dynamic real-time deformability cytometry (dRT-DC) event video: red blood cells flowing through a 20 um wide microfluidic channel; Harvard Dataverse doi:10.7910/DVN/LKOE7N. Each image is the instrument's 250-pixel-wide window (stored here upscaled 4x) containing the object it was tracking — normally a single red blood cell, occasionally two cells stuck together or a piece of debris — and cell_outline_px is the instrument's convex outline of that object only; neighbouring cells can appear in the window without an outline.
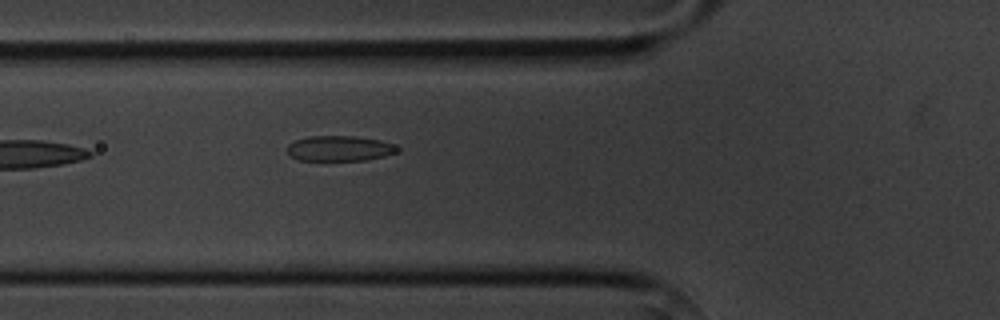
{"species": "common noctule bat (a hibernating species)", "species_latin": "Nyctalus noctula", "temperature_condition": "cold", "stored_images_in_passage": 4, "camera_frame_rate_fps": 3000, "um_per_image_px": 0.085, "animal": {"sex": "male", "body_mass_g": 20.1, "forearm_length_mm": 53.5}, "frame": {"image": 1, "passage_image": 4, "time_ms": 3.333, "image_size_px": [1000, 320], "cell_outline_px": [[400, 148], [396, 152], [384, 156], [364, 160], [300, 160], [292, 156], [288, 152], [288, 144], [296, 140], [308, 136], [352, 136], [380, 140], [392, 144]], "centroid_in_image_um": [28.86, 12.61], "position_along_channel_um": 96.9, "area_um2": 16.01}}